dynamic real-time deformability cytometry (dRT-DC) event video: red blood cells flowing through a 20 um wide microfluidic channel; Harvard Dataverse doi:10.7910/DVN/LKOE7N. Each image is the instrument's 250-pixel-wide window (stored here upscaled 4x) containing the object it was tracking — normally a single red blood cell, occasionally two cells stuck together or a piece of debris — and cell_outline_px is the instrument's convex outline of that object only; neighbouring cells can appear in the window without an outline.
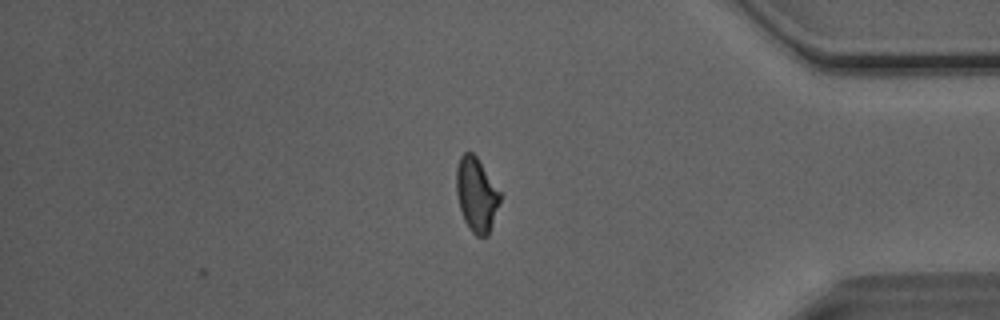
{"species": "Egyptian fruit bat (a non-hibernating species)", "species_latin": "Rousettus aegyptiacus", "temperature_condition": "room temperature", "stored_images_in_passage": 31, "camera_frame_rate_fps": 3000, "um_per_image_px": 0.085, "animal": {"sex": "male"}, "frame": {"image": 1, "passage_image": 31, "time_ms": 10.0, "image_size_px": [1000, 320], "cell_outline_px": [[500, 200], [488, 236], [476, 236], [472, 232], [464, 220], [460, 208], [456, 192], [456, 168], [460, 156], [464, 152], [472, 152], [476, 156], [500, 192]], "centroid_in_image_um": [40.48, 16.53], "position_along_channel_um": 394.7, "area_um2": 18.61}, "authors_computed_cell_mechanics": {"area_um2": 19.1896, "velocity_mm_per_s": 4.0944, "shape_relaxation_time_tau1_ms": null, "shape_relaxation_time_tau2_ms": 1.0078, "deformation_change_tau1": null, "deformation_change_tau2": 0.0598}}